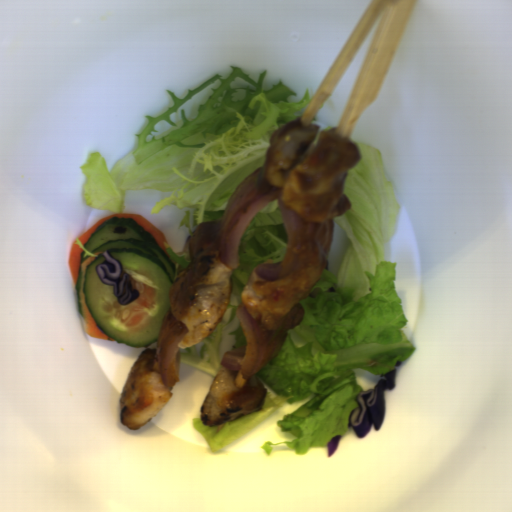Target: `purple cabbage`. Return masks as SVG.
<instances>
[{
	"instance_id": "purple-cabbage-1",
	"label": "purple cabbage",
	"mask_w": 512,
	"mask_h": 512,
	"mask_svg": "<svg viewBox=\"0 0 512 512\" xmlns=\"http://www.w3.org/2000/svg\"><path fill=\"white\" fill-rule=\"evenodd\" d=\"M401 364L402 361H396L394 369L379 375L374 388L361 391L356 395L358 407L352 410L347 427L358 438L368 435L371 429L376 432L380 430L386 411L385 392L395 388L397 369Z\"/></svg>"
},
{
	"instance_id": "purple-cabbage-2",
	"label": "purple cabbage",
	"mask_w": 512,
	"mask_h": 512,
	"mask_svg": "<svg viewBox=\"0 0 512 512\" xmlns=\"http://www.w3.org/2000/svg\"><path fill=\"white\" fill-rule=\"evenodd\" d=\"M104 261L96 266V273L103 285L113 287V296L119 305H127L139 297L140 292L133 289V282L124 271L121 262L112 257L107 249L102 253Z\"/></svg>"
},
{
	"instance_id": "purple-cabbage-3",
	"label": "purple cabbage",
	"mask_w": 512,
	"mask_h": 512,
	"mask_svg": "<svg viewBox=\"0 0 512 512\" xmlns=\"http://www.w3.org/2000/svg\"><path fill=\"white\" fill-rule=\"evenodd\" d=\"M340 440H341V436L340 435H336L327 443V448H326L327 457L330 458V457H332L334 455V453L338 449Z\"/></svg>"
}]
</instances>
